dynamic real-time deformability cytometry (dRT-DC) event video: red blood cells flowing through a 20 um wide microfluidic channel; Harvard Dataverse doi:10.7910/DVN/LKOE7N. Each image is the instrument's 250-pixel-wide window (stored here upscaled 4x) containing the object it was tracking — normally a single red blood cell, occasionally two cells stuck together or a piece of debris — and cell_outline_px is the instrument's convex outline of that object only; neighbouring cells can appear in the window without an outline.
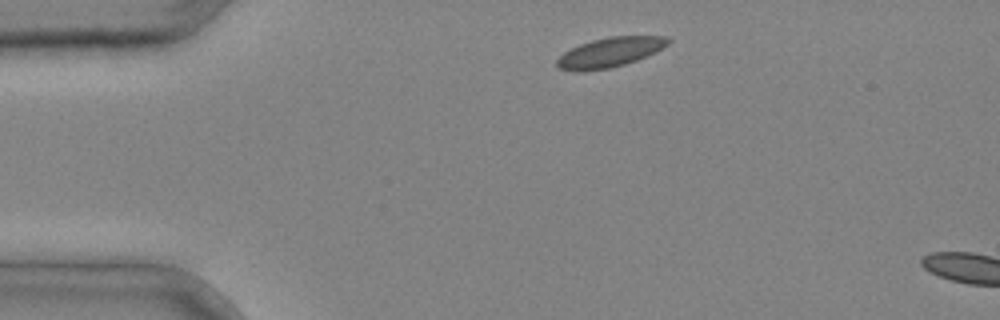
{"species": "common noctule bat (a hibernating species)", "species_latin": "Nyctalus noctula", "temperature_condition": "cold", "stored_images_in_passage": 2, "segment_of_instrument_passage": [1, 2], "camera_frame_rate_fps": 3000, "um_per_image_px": 0.085, "animal": {"sex": "male", "body_mass_g": 20.4}, "frame": {"image": 1, "passage_image": 1, "time_ms": 0.0, "image_size_px": [1000, 320], "cell_outline_px": [[672, 40], [668, 44], [656, 52], [636, 60], [624, 64], [608, 68], [576, 72], [560, 68], [556, 64], [556, 60], [564, 52], [580, 44], [592, 40], [608, 36], [664, 36]], "centroid_in_image_um": [51.84, 4.44], "position_along_channel_um": 33.2, "area_um2": 19.07}}